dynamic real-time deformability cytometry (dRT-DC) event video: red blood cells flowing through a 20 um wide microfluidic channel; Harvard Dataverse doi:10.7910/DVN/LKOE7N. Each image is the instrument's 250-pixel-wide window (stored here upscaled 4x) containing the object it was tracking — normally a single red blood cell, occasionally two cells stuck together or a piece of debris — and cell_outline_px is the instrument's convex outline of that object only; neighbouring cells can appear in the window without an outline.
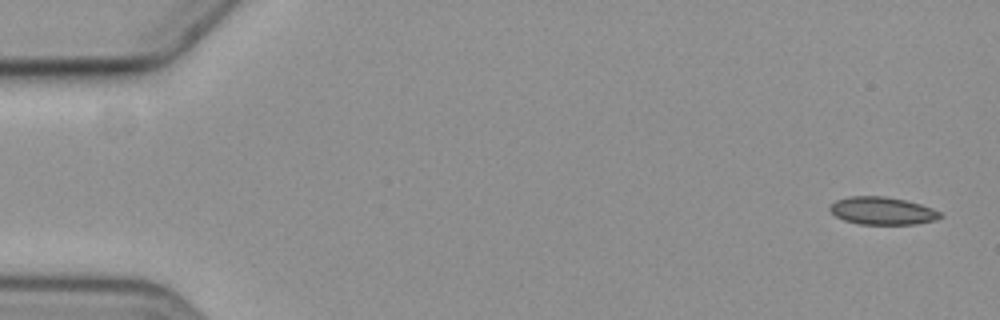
{"species": "common noctule bat (a hibernating species)", "species_latin": "Nyctalus noctula", "temperature_condition": "cold", "stored_images_in_passage": 6, "camera_frame_rate_fps": 3000, "um_per_image_px": 0.085, "animal": {"sex": "female", "body_mass_g": 19.3, "forearm_length_mm": 54.1}, "frame": {"image": 1, "passage_image": 1, "time_ms": 0.0, "image_size_px": [1000, 320], "cell_outline_px": [[944, 216], [936, 220], [916, 224], [860, 224], [844, 220], [836, 216], [828, 208], [836, 200], [848, 196], [884, 196], [904, 200], [920, 204], [932, 208], [940, 212]], "centroid_in_image_um": [75.01, 17.92], "position_along_channel_um": 10.0, "area_um2": 17.74}}